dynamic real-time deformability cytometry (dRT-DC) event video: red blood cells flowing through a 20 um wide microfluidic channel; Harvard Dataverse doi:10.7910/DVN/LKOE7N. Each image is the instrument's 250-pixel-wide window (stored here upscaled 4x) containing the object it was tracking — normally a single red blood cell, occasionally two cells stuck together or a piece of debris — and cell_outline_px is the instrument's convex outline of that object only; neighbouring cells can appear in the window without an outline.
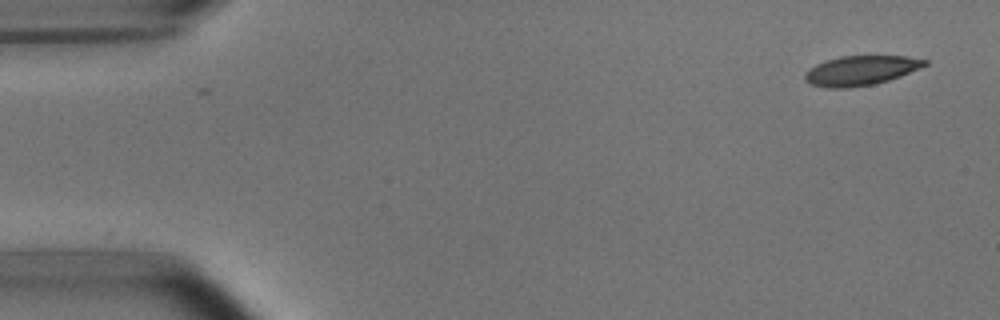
{"species": "common noctule bat (a hibernating species)", "species_latin": "Nyctalus noctula", "temperature_condition": "room temperature", "stored_images_in_passage": 2, "camera_frame_rate_fps": 3000, "um_per_image_px": 0.085, "animal": {"sex": "male", "body_mass_g": 15.6}, "frame": {"image": 1, "passage_image": 2, "time_ms": 0.333, "image_size_px": [1000, 320], "cell_outline_px": [[928, 64], [920, 68], [900, 76], [888, 80], [872, 84], [844, 88], [828, 88], [812, 84], [804, 80], [804, 76], [816, 64], [840, 56], [904, 56], [928, 60]], "centroid_in_image_um": [73.19, 5.99], "position_along_channel_um": 11.8, "area_um2": 20.29}}